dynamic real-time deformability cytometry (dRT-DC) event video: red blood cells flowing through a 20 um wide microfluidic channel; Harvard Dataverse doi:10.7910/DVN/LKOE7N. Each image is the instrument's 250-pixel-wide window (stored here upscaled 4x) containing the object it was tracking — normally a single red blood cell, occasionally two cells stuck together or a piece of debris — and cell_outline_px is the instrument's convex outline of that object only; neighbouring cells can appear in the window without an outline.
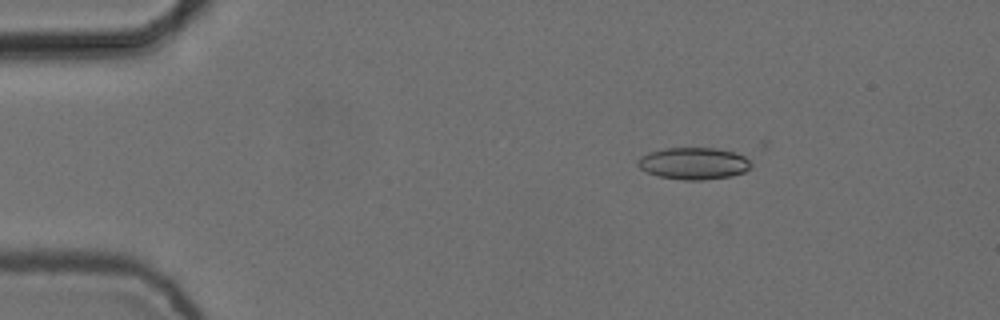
{"species": "common noctule bat (a hibernating species)", "species_latin": "Nyctalus noctula", "temperature_condition": "cold", "stored_images_in_passage": 5, "camera_frame_rate_fps": 3000, "um_per_image_px": 0.085, "animal": {"sex": "female", "body_mass_g": 24.6, "forearm_length_mm": 56.2}, "frame": {"image": 1, "passage_image": 3, "time_ms": 0.667, "image_size_px": [1000, 320], "cell_outline_px": [[752, 164], [744, 172], [732, 176], [700, 180], [684, 180], [660, 176], [648, 172], [640, 168], [636, 164], [636, 160], [640, 156], [648, 152], [664, 148], [716, 148], [732, 152], [744, 156]], "centroid_in_image_um": [58.92, 13.88], "position_along_channel_um": 26.1, "area_um2": 20.98}}